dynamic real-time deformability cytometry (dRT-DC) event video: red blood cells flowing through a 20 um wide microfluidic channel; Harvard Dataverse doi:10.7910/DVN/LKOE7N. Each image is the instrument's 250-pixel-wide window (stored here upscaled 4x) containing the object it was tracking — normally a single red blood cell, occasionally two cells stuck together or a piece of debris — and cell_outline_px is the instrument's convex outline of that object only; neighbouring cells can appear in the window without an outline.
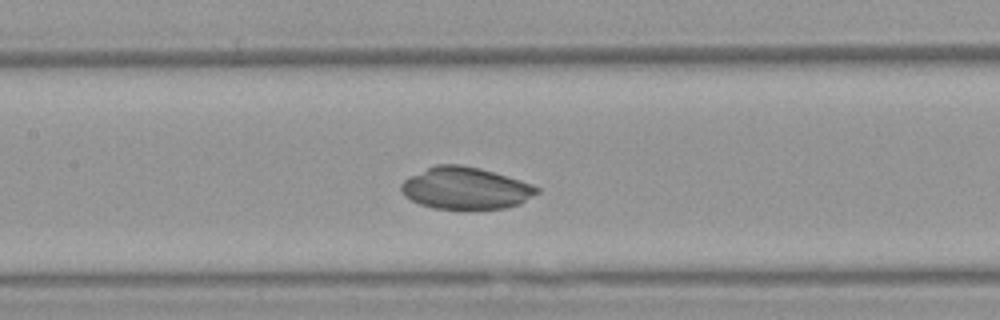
{"species": "Egyptian fruit bat (a non-hibernating species)", "species_latin": "Rousettus aegyptiacus", "temperature_condition": "warm", "stored_images_in_passage": 36, "segment_of_instrument_passage": [2, 2], "camera_frame_rate_fps": 3000, "um_per_image_px": 0.085, "animal": {"sex": "female"}, "frame": {"image": 1, "passage_image": 8, "time_ms": 2.333, "image_size_px": [1000, 320], "cell_outline_px": [[532, 192], [512, 204], [492, 208], [448, 208], [428, 204], [416, 200], [404, 188], [404, 184], [408, 180], [432, 168], [472, 168], [500, 176], [524, 184], [532, 188]], "centroid_in_image_um": [39.53, 16.04], "position_along_channel_um": 167.9, "area_um2": 27.86}}
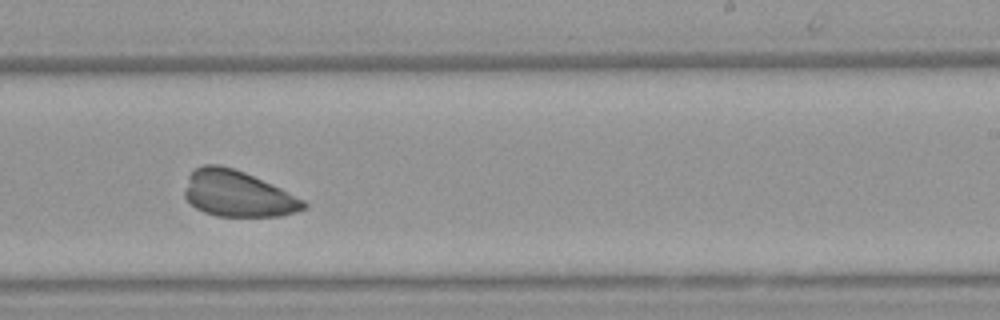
{"frame": {"image": 2, "passage_image": 16, "time_ms": 5.0, "image_size_px": [1000, 320], "cell_outline_px": [[304, 204], [300, 208], [284, 212], [256, 216], [232, 216], [212, 212], [200, 208], [188, 196], [188, 192], [192, 176], [200, 168], [228, 168], [240, 172]], "centroid_in_image_um": [20.12, 16.51], "position_along_channel_um": 268.9, "area_um2": 26.7}}
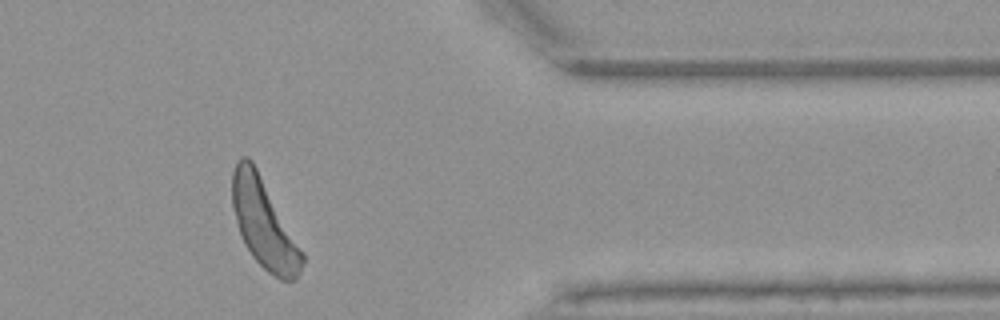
{"frame": {"image": 3, "passage_image": 27, "time_ms": 8.667, "image_size_px": [1000, 320], "cell_outline_px": [[300, 256], [268, 268], [252, 252], [244, 240], [240, 228], [232, 196], [232, 184], [236, 168], [248, 160], [252, 164], [300, 252]], "centroid_in_image_um": [22.17, 18.63], "position_along_channel_um": 389.2, "area_um2": 27.74}}